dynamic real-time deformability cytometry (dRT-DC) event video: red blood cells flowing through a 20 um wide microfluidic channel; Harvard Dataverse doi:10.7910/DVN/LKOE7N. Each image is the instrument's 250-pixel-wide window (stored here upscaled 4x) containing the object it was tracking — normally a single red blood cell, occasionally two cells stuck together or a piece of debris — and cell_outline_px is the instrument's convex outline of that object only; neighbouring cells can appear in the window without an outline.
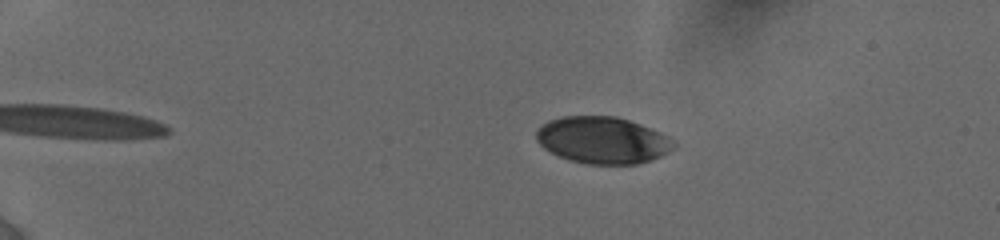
{"species": "human", "species_latin": "Homo sapiens", "temperature_condition": "cold", "stored_images_in_passage": 6, "camera_frame_rate_fps": 3000, "um_per_image_px": 0.085, "donor": {"sex": "female"}, "frame": {"image": 1, "passage_image": 1, "time_ms": 0.0, "image_size_px": [1000, 240], "cell_outline_px": [[676, 144], [668, 152], [652, 160], [636, 164], [588, 164], [568, 160], [544, 148], [536, 140], [536, 128], [548, 120], [564, 116], [616, 116], [640, 124], [672, 140]], "centroid_in_image_um": [51.16, 11.91], "position_along_channel_um": 33.8, "area_um2": 37.22}}
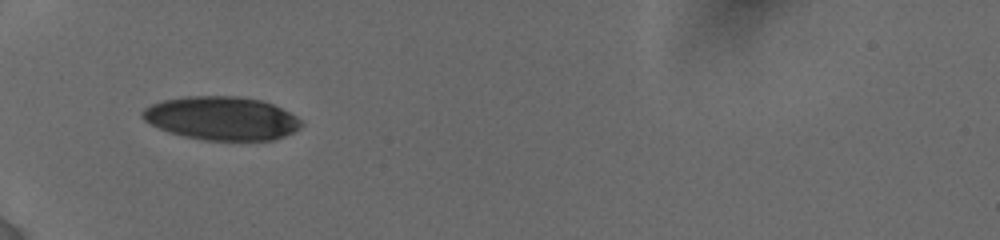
{"frame": {"image": 2, "passage_image": 5, "time_ms": 3.0, "image_size_px": [1000, 240], "cell_outline_px": [[304, 124], [300, 128], [284, 136], [272, 140], [204, 140], [184, 136], [168, 132], [144, 120], [140, 116], [140, 112], [144, 108], [152, 104], [164, 100], [188, 96], [236, 96], [260, 100], [272, 104], [296, 116]], "centroid_in_image_um": [18.82, 10.05], "position_along_channel_um": 66.2, "area_um2": 40.06}}